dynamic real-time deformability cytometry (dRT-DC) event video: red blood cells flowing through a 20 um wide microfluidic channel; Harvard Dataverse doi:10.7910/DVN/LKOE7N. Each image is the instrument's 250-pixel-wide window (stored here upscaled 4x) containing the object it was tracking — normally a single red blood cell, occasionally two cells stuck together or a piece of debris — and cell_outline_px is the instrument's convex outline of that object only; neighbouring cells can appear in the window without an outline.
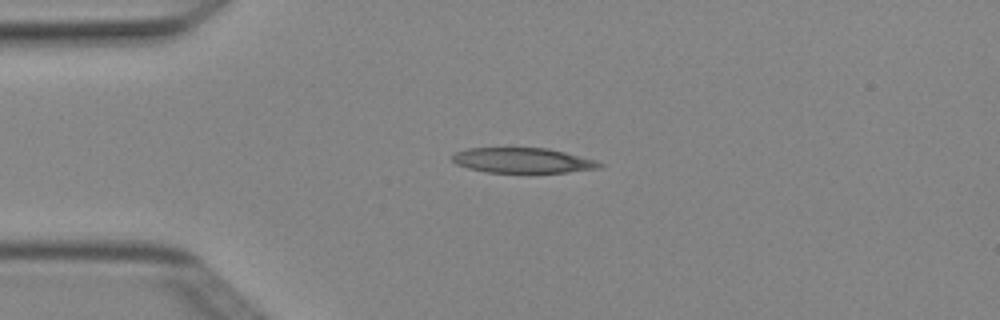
{"species": "Egyptian fruit bat (a non-hibernating species)", "species_latin": "Rousettus aegyptiacus", "temperature_condition": "cold", "stored_images_in_passage": 3, "camera_frame_rate_fps": 3000, "um_per_image_px": 0.085, "animal": {"sex": "female"}, "frame": {"image": 1, "passage_image": 1, "time_ms": 0.0, "image_size_px": [1000, 320], "cell_outline_px": [[604, 164], [600, 168], [568, 172], [488, 172], [468, 168], [456, 164], [452, 160], [452, 156], [456, 152], [468, 148], [548, 148], [596, 160]], "centroid_in_image_um": [44.44, 13.63], "position_along_channel_um": 40.6, "area_um2": 21.39}}
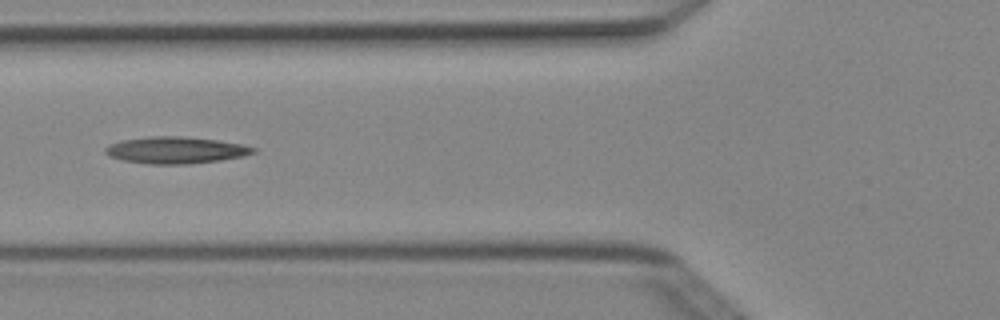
{"frame": {"image": 2, "passage_image": 3, "time_ms": 0.667, "image_size_px": [1000, 320], "cell_outline_px": [[256, 152], [244, 156], [220, 160], [188, 164], [148, 164], [124, 160], [108, 156], [104, 152], [104, 148], [108, 144], [120, 140], [152, 136], [180, 136], [220, 140], [240, 144], [256, 148]], "centroid_in_image_um": [14.91, 12.76], "position_along_channel_um": 110.9, "area_um2": 23.18}}